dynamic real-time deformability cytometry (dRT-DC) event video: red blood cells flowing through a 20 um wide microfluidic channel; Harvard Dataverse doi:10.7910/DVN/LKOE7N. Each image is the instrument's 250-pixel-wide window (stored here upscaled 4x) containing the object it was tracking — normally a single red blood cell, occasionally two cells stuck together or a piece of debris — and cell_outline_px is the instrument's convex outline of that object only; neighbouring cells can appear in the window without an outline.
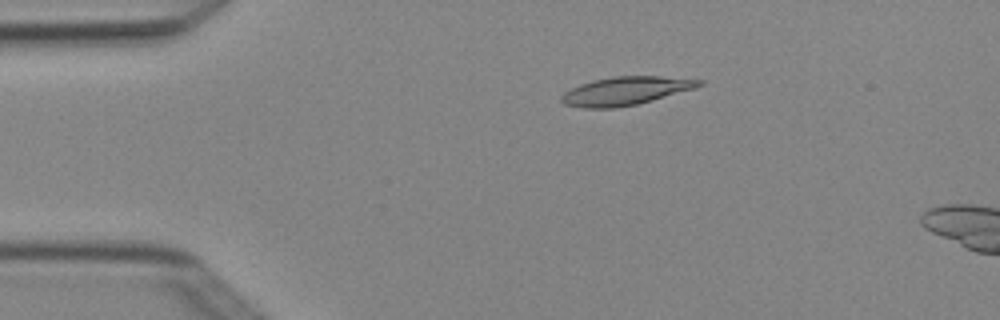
{"species": "Egyptian fruit bat (a non-hibernating species)", "species_latin": "Rousettus aegyptiacus", "temperature_condition": "cold", "stored_images_in_passage": 4, "camera_frame_rate_fps": 3000, "um_per_image_px": 0.085, "animal": {"sex": "female"}, "frame": {"image": 1, "passage_image": 3, "time_ms": 0.667, "image_size_px": [1000, 320], "cell_outline_px": [[704, 84], [696, 88], [652, 100], [636, 104], [616, 108], [584, 108], [564, 104], [560, 100], [560, 96], [564, 92], [580, 84], [592, 80], [612, 76], [660, 76], [704, 80]], "centroid_in_image_um": [53.17, 7.72], "position_along_channel_um": 31.8, "area_um2": 22.77}}